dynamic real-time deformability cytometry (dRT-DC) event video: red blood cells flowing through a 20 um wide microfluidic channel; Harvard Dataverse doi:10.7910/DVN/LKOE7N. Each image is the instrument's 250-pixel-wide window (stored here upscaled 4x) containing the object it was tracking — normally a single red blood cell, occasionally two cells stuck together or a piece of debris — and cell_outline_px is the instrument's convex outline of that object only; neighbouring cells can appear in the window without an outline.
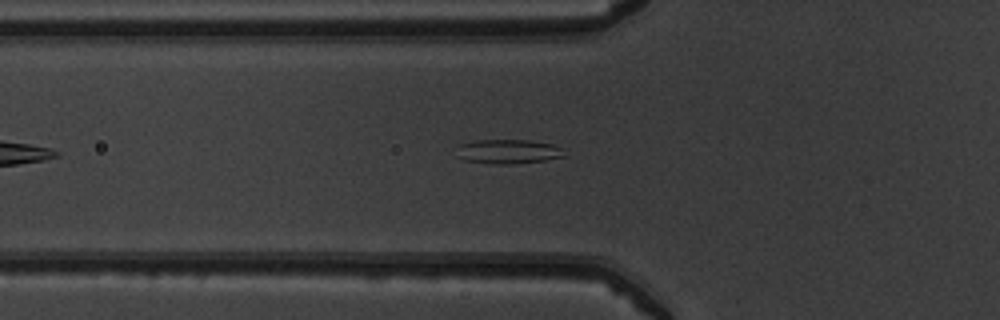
{"species": "common noctule bat (a hibernating species)", "species_latin": "Nyctalus noctula", "temperature_condition": "warm", "stored_images_in_passage": 40, "camera_frame_rate_fps": 3000, "um_per_image_px": 0.085, "animal": {"sex": "male", "body_mass_g": 19.5, "forearm_length_mm": 54.6}, "frame": {"image": 1, "passage_image": 8, "time_ms": 2.333, "image_size_px": [1000, 320], "cell_outline_px": [[564, 156], [544, 160], [512, 164], [496, 164], [464, 160], [456, 156], [460, 144], [476, 140], [528, 140], [552, 144], [560, 148]], "centroid_in_image_um": [43.14, 12.88], "position_along_channel_um": 82.7, "area_um2": 15.03}}
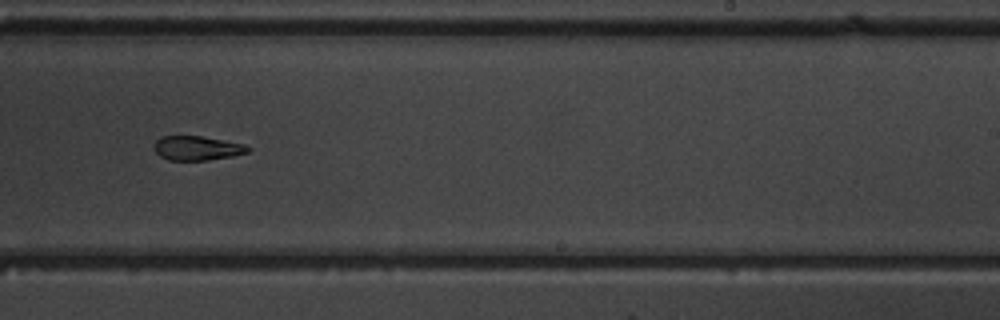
{"frame": {"image": 2, "passage_image": 22, "time_ms": 7.0, "image_size_px": [1000, 320], "cell_outline_px": [[252, 148], [248, 152], [232, 156], [208, 160], [168, 160], [160, 156], [152, 148], [156, 140], [160, 136], [200, 136], [244, 144]], "centroid_in_image_um": [16.72, 12.59], "position_along_channel_um": 272.3, "area_um2": 13.29}}
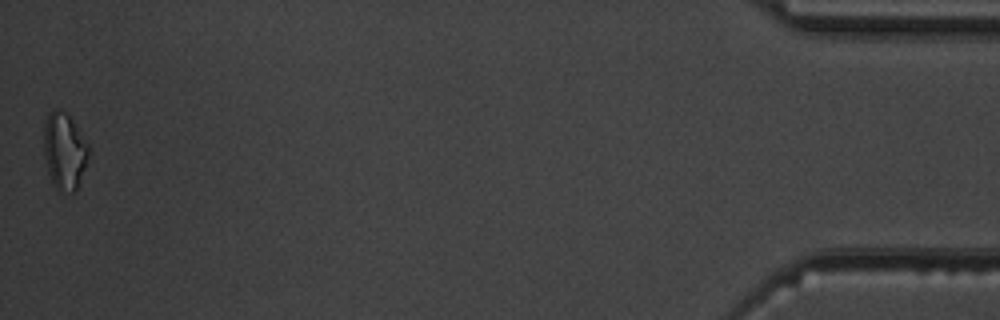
{"frame": {"image": 3, "passage_image": 40, "time_ms": 13.0, "image_size_px": [1000, 320], "cell_outline_px": [[88, 156], [84, 168], [76, 188], [72, 192], [56, 188], [52, 184], [48, 172], [44, 156], [44, 124], [48, 116], [56, 108], [60, 108], [72, 120], [88, 144]], "centroid_in_image_um": [5.45, 12.82], "position_along_channel_um": 429.8, "area_um2": 19.48}, "authors_computed_cell_mechanics": {"area_um2": 15.0569, "velocity_mm_per_s": 4.0676, "shape_relaxation_time_tau1_ms": null, "shape_relaxation_time_tau2_ms": 4.0274, "deformation_change_tau1": null, "deformation_change_tau2": 0.1365}}